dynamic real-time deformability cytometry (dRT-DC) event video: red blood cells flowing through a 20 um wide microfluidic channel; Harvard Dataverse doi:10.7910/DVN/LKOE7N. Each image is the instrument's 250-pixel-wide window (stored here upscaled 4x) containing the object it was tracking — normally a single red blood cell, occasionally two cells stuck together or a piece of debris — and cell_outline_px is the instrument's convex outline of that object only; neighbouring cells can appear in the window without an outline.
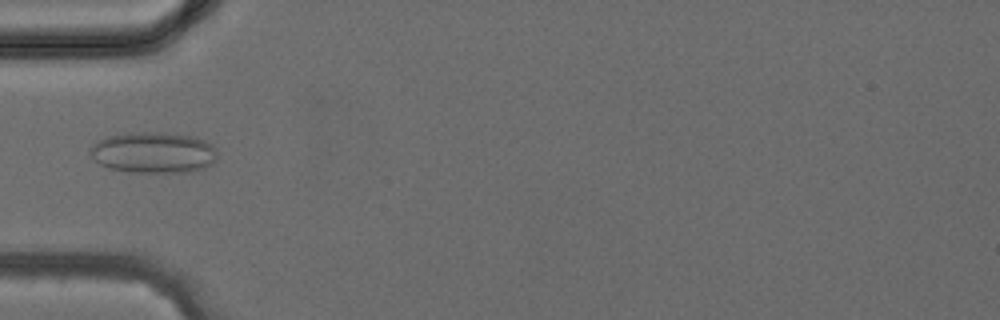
{"species": "common noctule bat (a hibernating species)", "species_latin": "Nyctalus noctula", "temperature_condition": "cold", "stored_images_in_passage": 38, "camera_frame_rate_fps": 3000, "um_per_image_px": 0.085, "animal": {"sex": "female", "body_mass_g": 24.6, "forearm_length_mm": 56.2}, "frame": {"image": 1, "passage_image": 12, "time_ms": 3.667, "image_size_px": [1000, 320], "cell_outline_px": [[216, 160], [212, 164], [204, 168], [188, 172], [128, 172], [108, 168], [100, 164], [88, 152], [92, 144], [96, 140], [108, 136], [124, 132], [168, 132], [192, 136], [204, 140], [212, 144], [216, 148]], "centroid_in_image_um": [13.03, 12.95], "position_along_channel_um": 72.0, "area_um2": 30.92}}
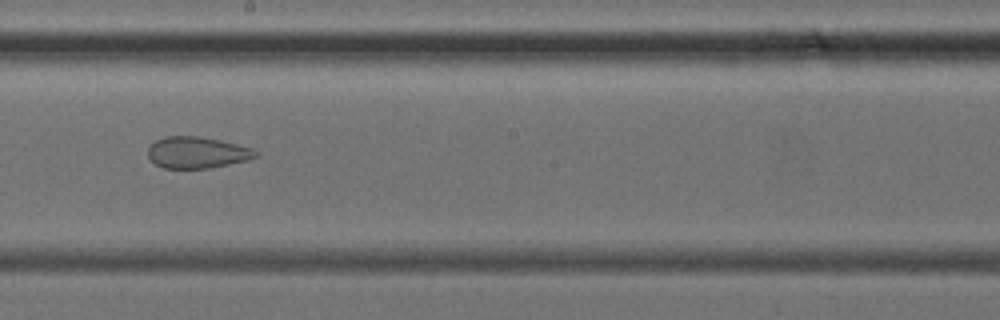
{"frame": {"image": 2, "passage_image": 21, "time_ms": 6.667, "image_size_px": [1000, 320], "cell_outline_px": [[260, 156], [248, 160], [208, 168], [164, 168], [156, 164], [148, 156], [148, 148], [156, 140], [164, 136], [196, 136], [220, 140], [252, 148], [260, 152]], "centroid_in_image_um": [16.78, 12.96], "position_along_channel_um": 231.4, "area_um2": 19.71}}
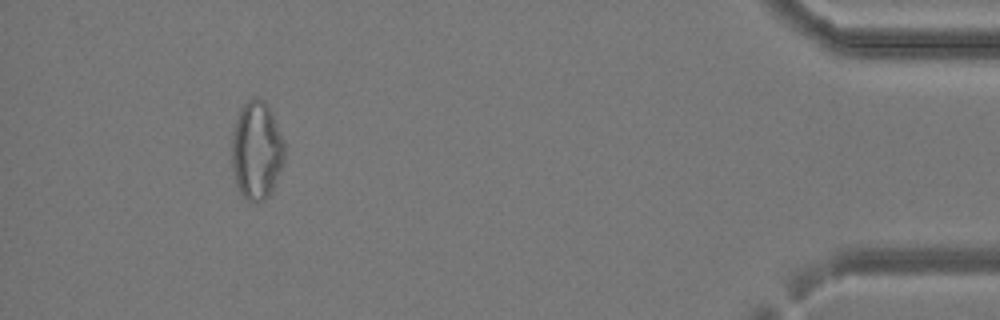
{"frame": {"image": 3, "passage_image": 35, "time_ms": 11.333, "image_size_px": [1000, 320], "cell_outline_px": [[284, 160], [272, 192], [264, 200], [248, 200], [240, 192], [236, 184], [232, 168], [232, 132], [240, 108], [248, 100], [256, 96], [264, 100], [268, 104], [272, 112], [284, 144]], "centroid_in_image_um": [21.8, 12.76], "position_along_channel_um": 413.4, "area_um2": 30.11}}